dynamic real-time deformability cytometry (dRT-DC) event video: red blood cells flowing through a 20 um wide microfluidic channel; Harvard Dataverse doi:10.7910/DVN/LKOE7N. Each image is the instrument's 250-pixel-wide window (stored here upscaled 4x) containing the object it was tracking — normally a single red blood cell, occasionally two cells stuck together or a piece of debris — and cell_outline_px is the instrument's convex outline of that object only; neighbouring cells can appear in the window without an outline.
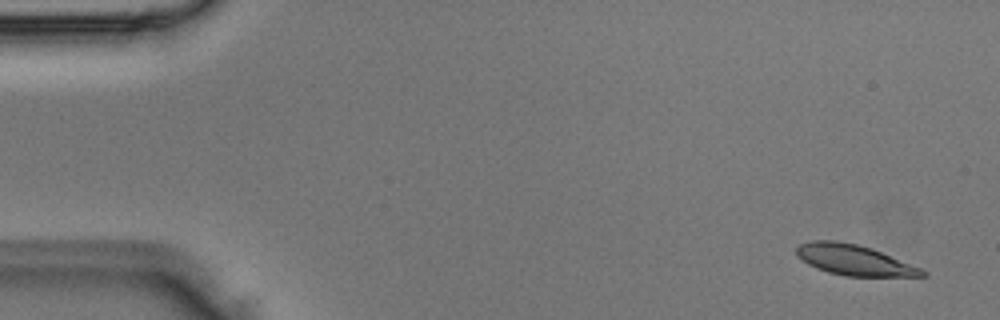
{"species": "Egyptian fruit bat (a non-hibernating species)", "species_latin": "Rousettus aegyptiacus", "temperature_condition": "room temperature", "stored_images_in_passage": 4, "camera_frame_rate_fps": 3000, "um_per_image_px": 0.085, "animal": {"sex": "male"}, "frame": {"image": 1, "passage_image": 1, "time_ms": 0.0, "image_size_px": [1000, 320], "cell_outline_px": [[928, 276], [844, 276], [828, 272], [816, 268], [808, 264], [796, 256], [796, 248], [800, 244], [812, 240], [836, 240], [856, 244], [872, 248], [920, 268], [928, 272]], "centroid_in_image_um": [72.57, 22.1], "position_along_channel_um": 12.4, "area_um2": 22.31}}
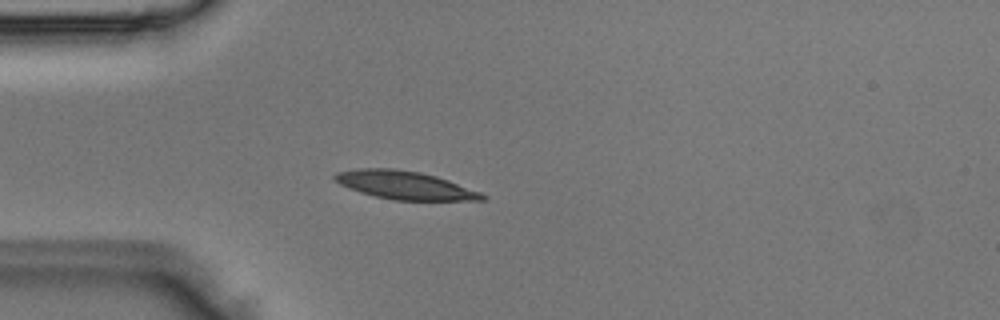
{"frame": {"image": 2, "passage_image": 4, "time_ms": 1.0, "image_size_px": [1000, 320], "cell_outline_px": [[488, 200], [392, 200], [360, 192], [348, 188], [340, 184], [332, 176], [336, 172], [356, 168], [392, 168], [420, 172], [436, 176], [448, 180], [480, 192], [488, 196]], "centroid_in_image_um": [34.4, 15.74], "position_along_channel_um": 50.6, "area_um2": 24.22}}